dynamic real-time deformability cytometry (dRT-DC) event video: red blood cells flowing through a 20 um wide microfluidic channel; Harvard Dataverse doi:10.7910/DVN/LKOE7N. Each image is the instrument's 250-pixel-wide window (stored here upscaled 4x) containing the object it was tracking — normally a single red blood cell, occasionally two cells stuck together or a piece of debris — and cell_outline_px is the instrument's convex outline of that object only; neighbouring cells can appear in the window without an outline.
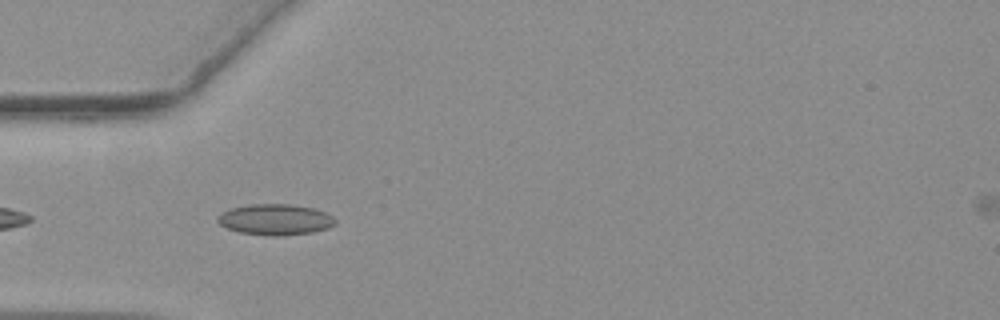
{"species": "common noctule bat (a hibernating species)", "species_latin": "Nyctalus noctula", "temperature_condition": "warm", "stored_images_in_passage": 12, "camera_frame_rate_fps": 3000, "um_per_image_px": 0.085, "animal": {"sex": "female", "body_mass_g": 19.3, "forearm_length_mm": 54.1}, "frame": {"image": 1, "passage_image": 3, "time_ms": 0.667, "image_size_px": [1000, 320], "cell_outline_px": [[336, 224], [328, 228], [312, 232], [276, 236], [268, 236], [240, 232], [228, 228], [220, 224], [216, 220], [216, 216], [220, 212], [232, 208], [252, 204], [292, 204], [312, 208], [324, 212], [332, 216], [336, 220]], "centroid_in_image_um": [23.38, 18.66], "position_along_channel_um": 61.6, "area_um2": 21.15}}
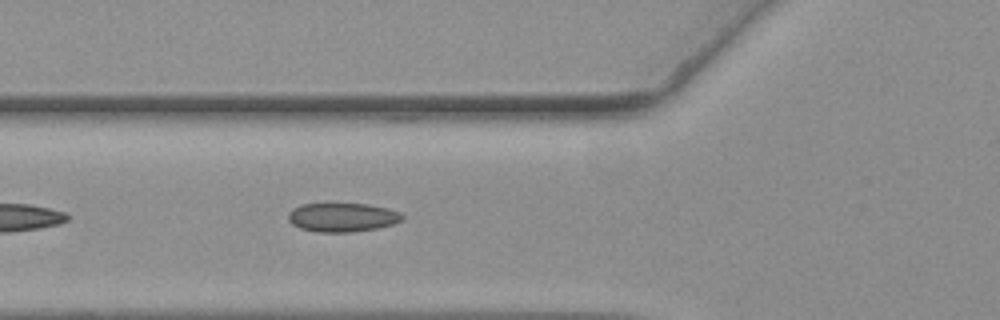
{"frame": {"image": 2, "passage_image": 6, "time_ms": 1.667, "image_size_px": [1000, 320], "cell_outline_px": [[404, 220], [392, 224], [376, 228], [352, 232], [316, 232], [300, 228], [292, 224], [288, 220], [288, 212], [292, 208], [300, 204], [368, 204], [388, 208], [400, 212], [404, 216]], "centroid_in_image_um": [29.09, 18.47], "position_along_channel_um": 96.7, "area_um2": 19.31}}